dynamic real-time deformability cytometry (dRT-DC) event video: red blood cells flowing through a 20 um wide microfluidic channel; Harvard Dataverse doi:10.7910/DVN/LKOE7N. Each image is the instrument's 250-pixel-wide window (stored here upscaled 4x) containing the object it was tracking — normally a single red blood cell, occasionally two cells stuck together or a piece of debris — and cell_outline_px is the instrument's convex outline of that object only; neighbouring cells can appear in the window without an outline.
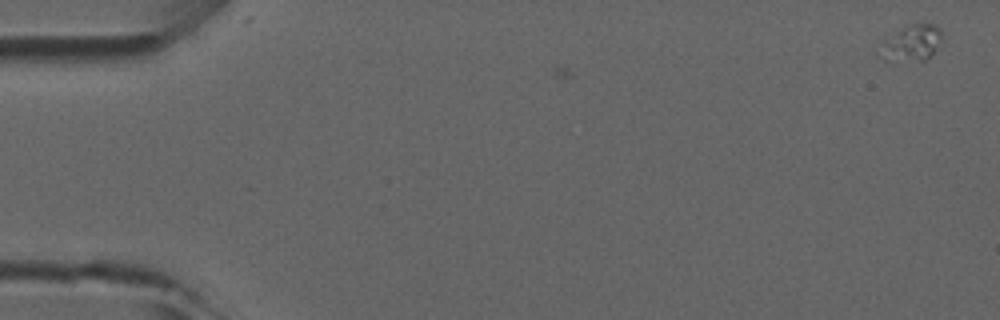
{"species": "common noctule bat (a hibernating species)", "species_latin": "Nyctalus noctula", "temperature_condition": "room temperature", "stored_images_in_passage": 3, "camera_frame_rate_fps": 3000, "um_per_image_px": 0.085, "animal": {"sex": "male", "forearm_length_mm": 52.5}, "frame": {"image": 1, "passage_image": 3, "time_ms": 0.667, "image_size_px": [1000, 320], "cell_outline_px": [[940, 40], [936, 48], [924, 60], [920, 60], [888, 48], [884, 40], [908, 24], [936, 24], [940, 28]], "centroid_in_image_um": [77.8, 3.43], "position_along_channel_um": 7.2, "area_um2": 10.29}}